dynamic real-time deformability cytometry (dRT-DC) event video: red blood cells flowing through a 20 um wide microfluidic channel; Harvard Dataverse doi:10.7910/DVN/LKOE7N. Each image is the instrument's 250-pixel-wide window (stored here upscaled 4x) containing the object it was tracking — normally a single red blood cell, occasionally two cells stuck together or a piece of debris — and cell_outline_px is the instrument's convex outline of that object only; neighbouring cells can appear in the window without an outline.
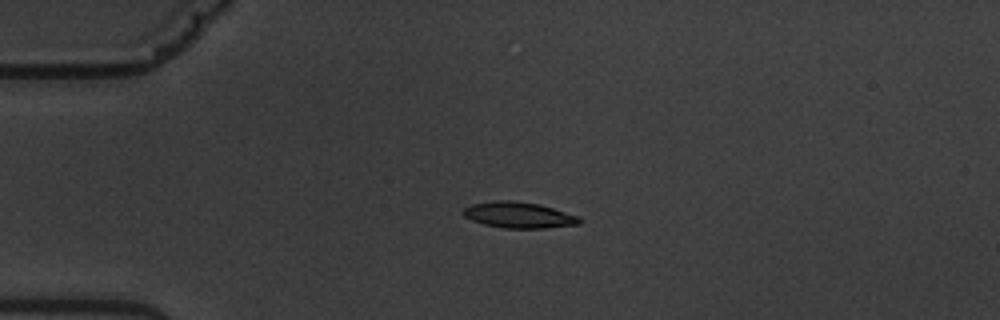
{"species": "common noctule bat (a hibernating species)", "species_latin": "Nyctalus noctula", "temperature_condition": "warm", "stored_images_in_passage": 5, "camera_frame_rate_fps": 3000, "um_per_image_px": 0.085, "animal": {"sex": "male", "body_mass_g": 19.5, "forearm_length_mm": 54.6}, "frame": {"image": 1, "passage_image": 4, "time_ms": 4.667, "image_size_px": [1000, 320], "cell_outline_px": [[584, 220], [580, 224], [544, 228], [504, 228], [484, 224], [472, 220], [464, 216], [460, 212], [464, 208], [472, 204], [496, 200], [512, 200], [540, 204], [580, 216]], "centroid_in_image_um": [44.12, 18.27], "position_along_channel_um": 40.9, "area_um2": 17.8}}